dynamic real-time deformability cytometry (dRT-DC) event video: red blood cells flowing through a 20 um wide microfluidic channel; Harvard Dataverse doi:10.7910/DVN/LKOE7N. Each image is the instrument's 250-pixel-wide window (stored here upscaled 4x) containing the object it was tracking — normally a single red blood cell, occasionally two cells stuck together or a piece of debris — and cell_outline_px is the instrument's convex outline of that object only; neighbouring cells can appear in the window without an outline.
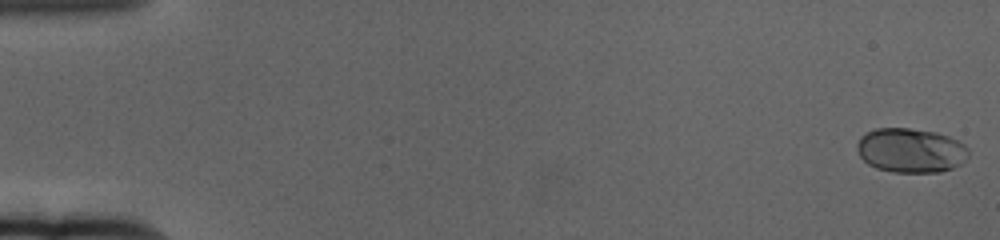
{"species": "human", "species_latin": "Homo sapiens", "temperature_condition": "cold", "stored_images_in_passage": 61, "camera_frame_rate_fps": 3000, "um_per_image_px": 0.085, "donor": {"sex": "female"}, "frame": {"image": 1, "passage_image": 1, "time_ms": 0.0, "image_size_px": [1000, 240], "cell_outline_px": [[968, 156], [960, 164], [952, 168], [940, 172], [892, 172], [876, 168], [868, 164], [860, 156], [856, 148], [856, 144], [860, 136], [864, 132], [876, 128], [908, 128], [936, 132], [948, 136], [964, 144], [968, 148]], "centroid_in_image_um": [77.38, 12.78], "position_along_channel_um": 7.6, "area_um2": 29.02}}
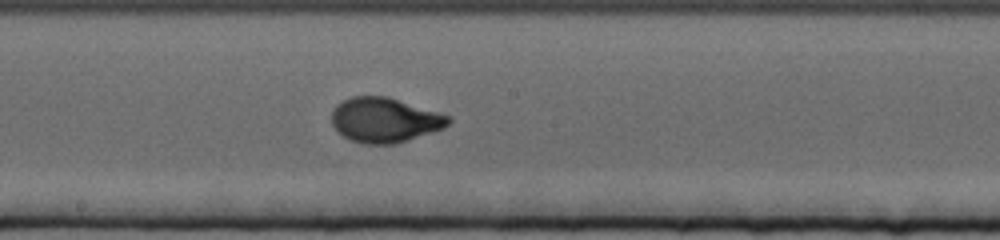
{"frame": {"image": 2, "passage_image": 34, "time_ms": 11.0, "image_size_px": [1000, 240], "cell_outline_px": [[452, 120], [444, 128], [408, 140], [392, 144], [364, 144], [352, 140], [336, 132], [332, 124], [332, 112], [336, 104], [352, 96], [388, 96], [440, 112], [452, 116]], "centroid_in_image_um": [32.71, 10.19], "position_along_channel_um": 215.5, "area_um2": 30.69}}
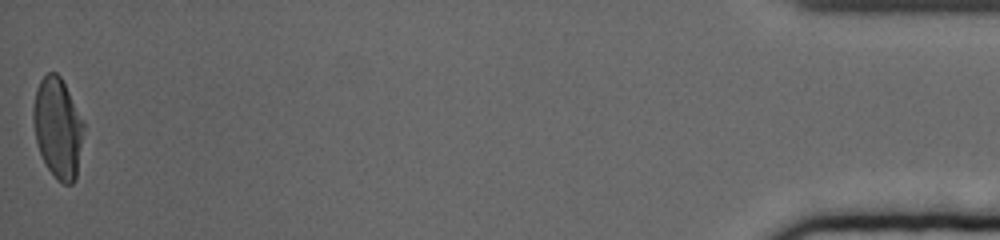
{"frame": {"image": 3, "passage_image": 61, "time_ms": 20.0, "image_size_px": [1000, 240], "cell_outline_px": [[84, 124], [76, 176], [72, 184], [64, 184], [56, 180], [48, 168], [40, 152], [36, 140], [32, 120], [32, 108], [36, 88], [40, 80], [48, 72], [56, 72], [60, 76], [84, 120]], "centroid_in_image_um": [4.89, 10.84], "position_along_channel_um": 430.3, "area_um2": 29.36}, "authors_computed_cell_mechanics": {"area_um2": 29.0156, "velocity_mm_per_s": 3.3692, "shape_relaxation_time_tau1_ms": 3.1656, "shape_relaxation_time_tau2_ms": null, "deformation_change_tau1": 0.1741, "deformation_change_tau2": null}}